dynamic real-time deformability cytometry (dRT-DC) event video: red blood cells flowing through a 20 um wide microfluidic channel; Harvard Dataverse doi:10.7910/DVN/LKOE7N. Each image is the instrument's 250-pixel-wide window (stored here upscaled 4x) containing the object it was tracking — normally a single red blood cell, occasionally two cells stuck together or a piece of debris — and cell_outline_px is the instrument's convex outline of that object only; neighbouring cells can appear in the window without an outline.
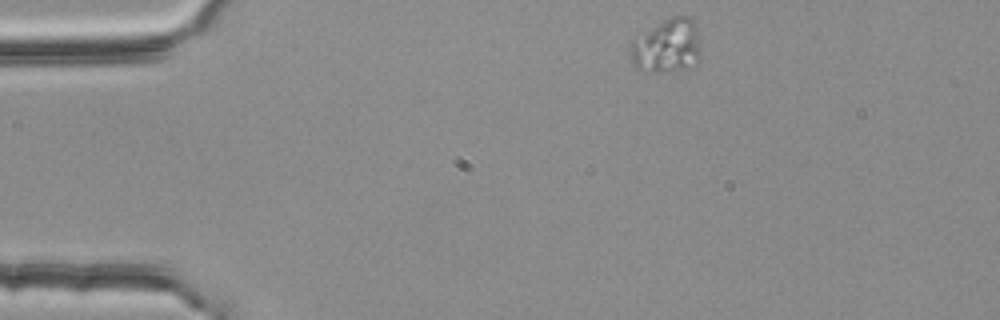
{"species": "common noctule bat (a hibernating species)", "species_latin": "Nyctalus noctula", "temperature_condition": "room temperature", "stored_images_in_passage": 46, "camera_frame_rate_fps": 3000, "um_per_image_px": 0.085, "animal": {"sex": "female", "body_mass_g": 25.1}, "frame": {"image": 1, "passage_image": 1, "time_ms": 0.0, "image_size_px": [1000, 320], "cell_outline_px": [[700, 60], [680, 68], [668, 72], [652, 72], [636, 68], [632, 64], [632, 40], [644, 32], [664, 20], [672, 16], [688, 16], [696, 24], [700, 52]], "centroid_in_image_um": [56.7, 3.9], "position_along_channel_um": 28.3, "area_um2": 21.62}}